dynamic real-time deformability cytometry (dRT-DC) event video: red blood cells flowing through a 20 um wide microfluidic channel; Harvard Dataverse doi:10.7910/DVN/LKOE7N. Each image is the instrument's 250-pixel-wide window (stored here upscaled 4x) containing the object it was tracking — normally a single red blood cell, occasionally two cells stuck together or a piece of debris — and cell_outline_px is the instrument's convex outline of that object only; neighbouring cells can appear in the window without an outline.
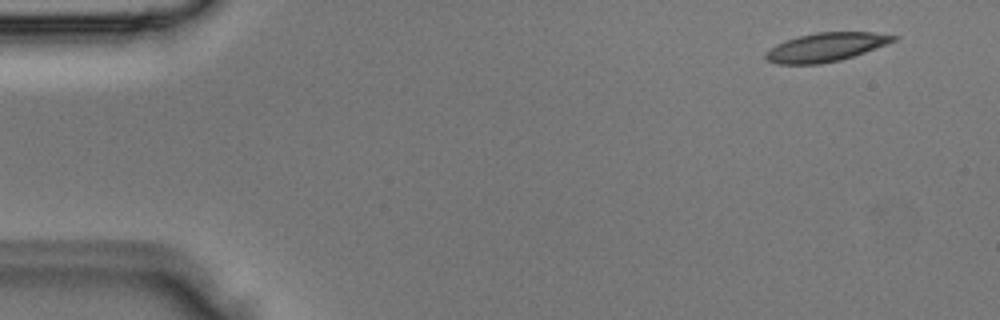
{"species": "Egyptian fruit bat (a non-hibernating species)", "species_latin": "Rousettus aegyptiacus", "temperature_condition": "room temperature", "stored_images_in_passage": 2, "camera_frame_rate_fps": 3000, "um_per_image_px": 0.085, "animal": {"sex": "male"}, "frame": {"image": 1, "passage_image": 1, "time_ms": 0.0, "image_size_px": [1000, 320], "cell_outline_px": [[900, 36], [896, 40], [864, 52], [840, 60], [820, 64], [776, 64], [768, 60], [764, 56], [776, 44], [800, 36], [816, 32], [872, 32]], "centroid_in_image_um": [70.21, 4.01], "position_along_channel_um": 14.8, "area_um2": 20.98}}